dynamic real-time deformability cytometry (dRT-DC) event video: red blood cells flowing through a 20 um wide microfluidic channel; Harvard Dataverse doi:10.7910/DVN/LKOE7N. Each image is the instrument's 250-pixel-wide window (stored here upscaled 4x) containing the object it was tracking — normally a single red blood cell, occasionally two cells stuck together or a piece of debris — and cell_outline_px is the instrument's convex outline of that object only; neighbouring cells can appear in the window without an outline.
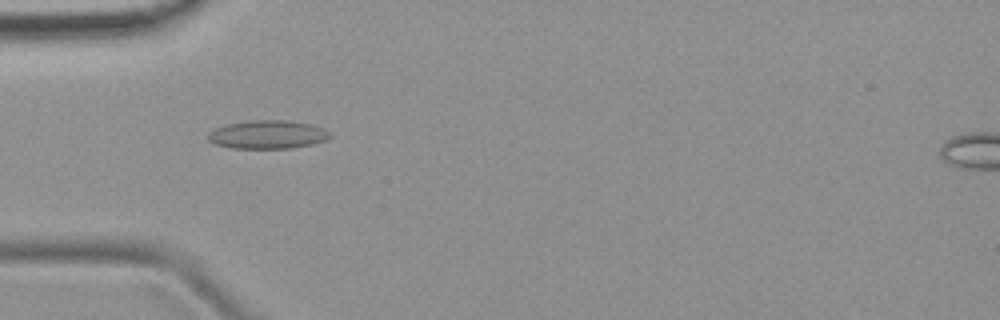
{"species": "common noctule bat (a hibernating species)", "species_latin": "Nyctalus noctula", "temperature_condition": "room temperature", "stored_images_in_passage": 47, "camera_frame_rate_fps": 3000, "um_per_image_px": 0.085, "animal": {"sex": "female", "body_mass_g": 19.9}, "frame": {"image": 1, "passage_image": 13, "time_ms": 4.0, "image_size_px": [1000, 320], "cell_outline_px": [[332, 136], [324, 140], [312, 144], [292, 148], [232, 148], [216, 144], [208, 140], [208, 132], [216, 128], [228, 124], [252, 120], [288, 120], [312, 124], [324, 128]], "centroid_in_image_um": [22.76, 11.43], "position_along_channel_um": 62.2, "area_um2": 20.11}}
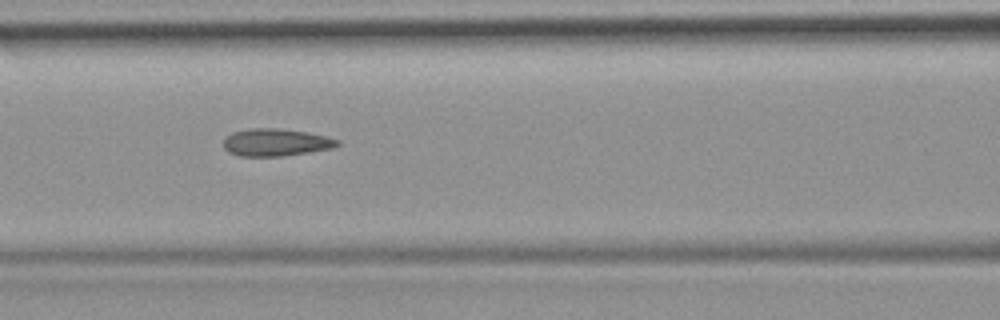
{"frame": {"image": 2, "passage_image": 19, "time_ms": 6.0, "image_size_px": [1000, 320], "cell_outline_px": [[340, 144], [332, 148], [284, 156], [240, 156], [228, 152], [224, 148], [224, 140], [232, 132], [252, 128], [280, 128], [308, 132], [328, 136], [340, 140]], "centroid_in_image_um": [23.47, 12.1], "position_along_channel_um": 143.1, "area_um2": 18.26}}
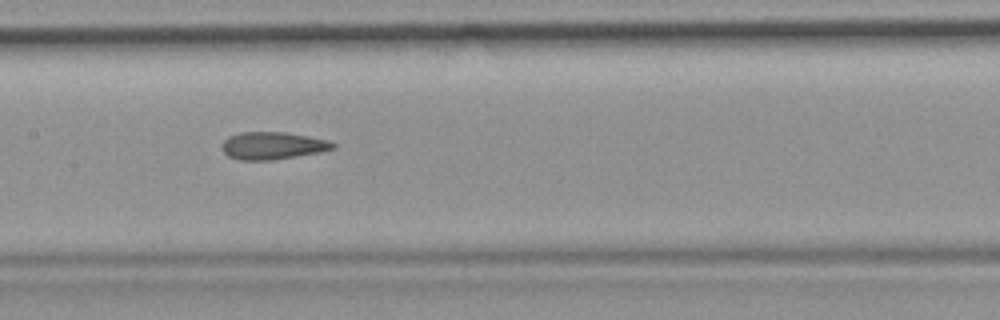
{"frame": {"image": 3, "passage_image": 22, "time_ms": 7.0, "image_size_px": [1000, 320], "cell_outline_px": [[336, 148], [320, 152], [272, 160], [240, 160], [228, 156], [220, 148], [224, 140], [228, 136], [240, 132], [284, 132], [308, 136], [328, 140], [336, 144]], "centroid_in_image_um": [23.16, 12.38], "position_along_channel_um": 184.2, "area_um2": 17.8}}